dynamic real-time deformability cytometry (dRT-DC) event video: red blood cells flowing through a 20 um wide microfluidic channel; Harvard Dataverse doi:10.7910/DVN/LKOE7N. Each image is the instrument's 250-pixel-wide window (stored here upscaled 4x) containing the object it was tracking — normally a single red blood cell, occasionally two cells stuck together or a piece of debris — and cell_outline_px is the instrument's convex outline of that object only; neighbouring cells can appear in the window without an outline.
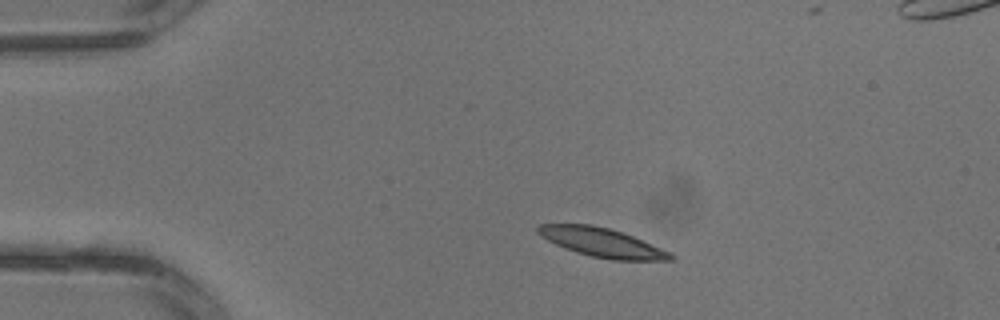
{"species": "common noctule bat (a hibernating species)", "species_latin": "Nyctalus noctula", "temperature_condition": "warm", "stored_images_in_passage": 3, "camera_frame_rate_fps": 3000, "um_per_image_px": 0.085, "animal": {"sex": "male", "body_mass_g": 13.3}, "frame": {"image": 1, "passage_image": 1, "time_ms": 0.0, "image_size_px": [1000, 320], "cell_outline_px": [[676, 256], [672, 260], [612, 260], [592, 256], [576, 252], [556, 244], [548, 240], [536, 232], [536, 228], [540, 224], [592, 224], [608, 228], [632, 236], [660, 248]], "centroid_in_image_um": [51.14, 20.61], "position_along_channel_um": 33.9, "area_um2": 21.96}}